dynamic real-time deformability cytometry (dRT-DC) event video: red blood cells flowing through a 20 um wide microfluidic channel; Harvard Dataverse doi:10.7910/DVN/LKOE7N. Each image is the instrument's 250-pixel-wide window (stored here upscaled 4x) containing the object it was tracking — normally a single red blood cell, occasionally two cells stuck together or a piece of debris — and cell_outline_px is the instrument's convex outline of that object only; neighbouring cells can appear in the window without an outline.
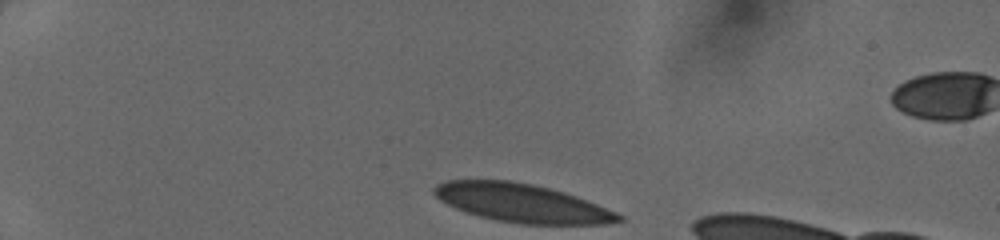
{"species": "human", "species_latin": "Homo sapiens", "temperature_condition": "cold", "stored_images_in_passage": 33, "camera_frame_rate_fps": 3000, "um_per_image_px": 0.085, "donor": {"sex": "female"}, "frame": {"image": 1, "passage_image": 1, "time_ms": 0.0, "image_size_px": [1000, 240], "cell_outline_px": [[624, 220], [604, 224], [520, 224], [496, 220], [464, 212], [440, 200], [432, 192], [432, 188], [436, 184], [444, 180], [512, 180], [532, 184], [564, 192], [576, 196], [616, 212], [624, 216]], "centroid_in_image_um": [44.33, 17.25], "position_along_channel_um": 40.7, "area_um2": 41.27}}
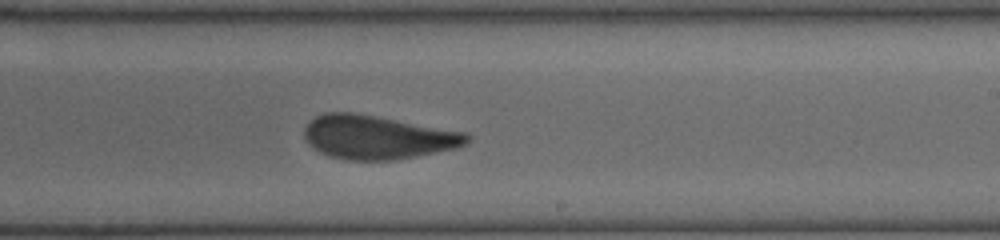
{"frame": {"image": 2, "passage_image": 21, "time_ms": 6.667, "image_size_px": [1000, 240], "cell_outline_px": [[472, 140], [456, 148], [416, 156], [392, 160], [344, 160], [328, 156], [312, 148], [308, 144], [304, 136], [304, 128], [316, 116], [324, 112], [352, 112], [468, 132], [472, 136]], "centroid_in_image_um": [32.09, 11.66], "position_along_channel_um": 256.9, "area_um2": 41.62}}
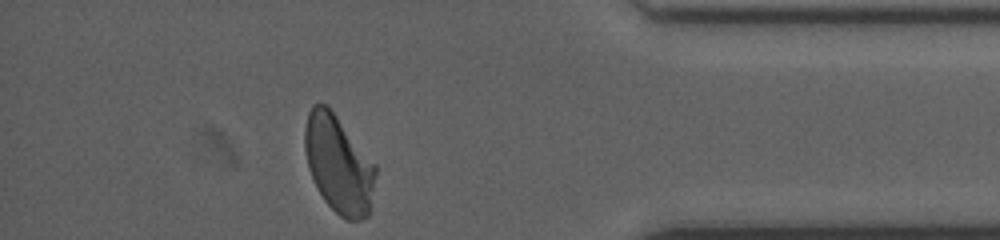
{"frame": {"image": 3, "passage_image": 33, "time_ms": 10.667, "image_size_px": [1000, 240], "cell_outline_px": [[376, 172], [368, 216], [360, 220], [348, 220], [340, 216], [324, 200], [308, 168], [304, 148], [304, 128], [308, 112], [312, 104], [324, 104], [336, 116], [376, 164]], "centroid_in_image_um": [28.77, 13.96], "position_along_channel_um": 406.4, "area_um2": 39.77}}